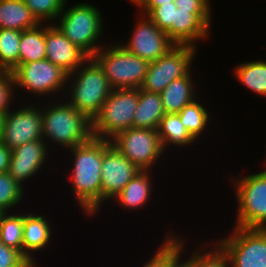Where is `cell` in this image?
<instances>
[{"instance_id": "6da1fadb", "label": "cell", "mask_w": 266, "mask_h": 267, "mask_svg": "<svg viewBox=\"0 0 266 267\" xmlns=\"http://www.w3.org/2000/svg\"><path fill=\"white\" fill-rule=\"evenodd\" d=\"M73 156L70 174L71 188L83 214L97 215L101 208V167L103 139L92 137L89 141L67 149Z\"/></svg>"}, {"instance_id": "7a4b0ae2", "label": "cell", "mask_w": 266, "mask_h": 267, "mask_svg": "<svg viewBox=\"0 0 266 267\" xmlns=\"http://www.w3.org/2000/svg\"><path fill=\"white\" fill-rule=\"evenodd\" d=\"M63 99H52L41 108L42 137L47 144L50 140L67 150L89 141L93 134L92 122Z\"/></svg>"}, {"instance_id": "3957f363", "label": "cell", "mask_w": 266, "mask_h": 267, "mask_svg": "<svg viewBox=\"0 0 266 267\" xmlns=\"http://www.w3.org/2000/svg\"><path fill=\"white\" fill-rule=\"evenodd\" d=\"M66 88H69L66 101L91 122L99 115L112 90L102 68L92 57L68 74Z\"/></svg>"}, {"instance_id": "277c9868", "label": "cell", "mask_w": 266, "mask_h": 267, "mask_svg": "<svg viewBox=\"0 0 266 267\" xmlns=\"http://www.w3.org/2000/svg\"><path fill=\"white\" fill-rule=\"evenodd\" d=\"M59 15L56 25L61 32L89 57H93L104 44L99 45L104 32L103 16L97 6L90 3H76L66 8Z\"/></svg>"}, {"instance_id": "5b68a950", "label": "cell", "mask_w": 266, "mask_h": 267, "mask_svg": "<svg viewBox=\"0 0 266 267\" xmlns=\"http://www.w3.org/2000/svg\"><path fill=\"white\" fill-rule=\"evenodd\" d=\"M105 46L92 58L102 68L110 87L112 89H140L149 62L129 52L120 42Z\"/></svg>"}, {"instance_id": "8992f818", "label": "cell", "mask_w": 266, "mask_h": 267, "mask_svg": "<svg viewBox=\"0 0 266 267\" xmlns=\"http://www.w3.org/2000/svg\"><path fill=\"white\" fill-rule=\"evenodd\" d=\"M240 176L232 179L238 202L234 225L245 229H266V169Z\"/></svg>"}, {"instance_id": "52a82bcc", "label": "cell", "mask_w": 266, "mask_h": 267, "mask_svg": "<svg viewBox=\"0 0 266 267\" xmlns=\"http://www.w3.org/2000/svg\"><path fill=\"white\" fill-rule=\"evenodd\" d=\"M138 102L139 89H112L92 122L93 137L111 140L119 132L133 127Z\"/></svg>"}, {"instance_id": "ba28073f", "label": "cell", "mask_w": 266, "mask_h": 267, "mask_svg": "<svg viewBox=\"0 0 266 267\" xmlns=\"http://www.w3.org/2000/svg\"><path fill=\"white\" fill-rule=\"evenodd\" d=\"M230 267H266V229L234 227L231 235L215 240Z\"/></svg>"}, {"instance_id": "9c48e42d", "label": "cell", "mask_w": 266, "mask_h": 267, "mask_svg": "<svg viewBox=\"0 0 266 267\" xmlns=\"http://www.w3.org/2000/svg\"><path fill=\"white\" fill-rule=\"evenodd\" d=\"M110 141L141 171L153 170L152 166L156 165L157 160L164 156V149L157 130L131 127L119 132Z\"/></svg>"}, {"instance_id": "30bf717a", "label": "cell", "mask_w": 266, "mask_h": 267, "mask_svg": "<svg viewBox=\"0 0 266 267\" xmlns=\"http://www.w3.org/2000/svg\"><path fill=\"white\" fill-rule=\"evenodd\" d=\"M15 87L27 89L34 95L54 96L65 92L68 73L47 59L19 65L13 72ZM63 89V90H62Z\"/></svg>"}, {"instance_id": "8fae6325", "label": "cell", "mask_w": 266, "mask_h": 267, "mask_svg": "<svg viewBox=\"0 0 266 267\" xmlns=\"http://www.w3.org/2000/svg\"><path fill=\"white\" fill-rule=\"evenodd\" d=\"M197 47L176 45L166 55L149 62L141 89L161 93L173 80L186 76L191 70Z\"/></svg>"}, {"instance_id": "7c38bea8", "label": "cell", "mask_w": 266, "mask_h": 267, "mask_svg": "<svg viewBox=\"0 0 266 267\" xmlns=\"http://www.w3.org/2000/svg\"><path fill=\"white\" fill-rule=\"evenodd\" d=\"M13 111V112H12ZM43 139L41 108L36 104L10 109L4 118L0 141L10 150L30 141Z\"/></svg>"}, {"instance_id": "4fadbf2b", "label": "cell", "mask_w": 266, "mask_h": 267, "mask_svg": "<svg viewBox=\"0 0 266 267\" xmlns=\"http://www.w3.org/2000/svg\"><path fill=\"white\" fill-rule=\"evenodd\" d=\"M141 170L122 155L110 140L103 139L101 206L113 200Z\"/></svg>"}, {"instance_id": "5bb4252c", "label": "cell", "mask_w": 266, "mask_h": 267, "mask_svg": "<svg viewBox=\"0 0 266 267\" xmlns=\"http://www.w3.org/2000/svg\"><path fill=\"white\" fill-rule=\"evenodd\" d=\"M140 16L129 41L121 42V45L141 59L153 62L160 56L166 55L176 44L146 15L140 14Z\"/></svg>"}, {"instance_id": "9a60e30c", "label": "cell", "mask_w": 266, "mask_h": 267, "mask_svg": "<svg viewBox=\"0 0 266 267\" xmlns=\"http://www.w3.org/2000/svg\"><path fill=\"white\" fill-rule=\"evenodd\" d=\"M211 10H184L174 8V22L166 31L168 37L176 45L196 46L200 40H206L210 35Z\"/></svg>"}, {"instance_id": "2e32d148", "label": "cell", "mask_w": 266, "mask_h": 267, "mask_svg": "<svg viewBox=\"0 0 266 267\" xmlns=\"http://www.w3.org/2000/svg\"><path fill=\"white\" fill-rule=\"evenodd\" d=\"M48 145L43 140L27 142L11 150L8 173L22 188L42 169L48 158ZM25 181V183H24Z\"/></svg>"}, {"instance_id": "e0dca14e", "label": "cell", "mask_w": 266, "mask_h": 267, "mask_svg": "<svg viewBox=\"0 0 266 267\" xmlns=\"http://www.w3.org/2000/svg\"><path fill=\"white\" fill-rule=\"evenodd\" d=\"M45 26L46 59L68 74L79 68L89 56L74 45L56 26Z\"/></svg>"}, {"instance_id": "ac0fdd59", "label": "cell", "mask_w": 266, "mask_h": 267, "mask_svg": "<svg viewBox=\"0 0 266 267\" xmlns=\"http://www.w3.org/2000/svg\"><path fill=\"white\" fill-rule=\"evenodd\" d=\"M50 225V226H49ZM52 228L42 214L24 213L23 254L38 267L33 254L45 249L51 242ZM33 253V254H32Z\"/></svg>"}, {"instance_id": "d6986e66", "label": "cell", "mask_w": 266, "mask_h": 267, "mask_svg": "<svg viewBox=\"0 0 266 267\" xmlns=\"http://www.w3.org/2000/svg\"><path fill=\"white\" fill-rule=\"evenodd\" d=\"M192 74L190 71L186 76L171 81L160 93L165 113L178 114L186 105L197 99Z\"/></svg>"}, {"instance_id": "ffe728a7", "label": "cell", "mask_w": 266, "mask_h": 267, "mask_svg": "<svg viewBox=\"0 0 266 267\" xmlns=\"http://www.w3.org/2000/svg\"><path fill=\"white\" fill-rule=\"evenodd\" d=\"M152 171H140L116 196L115 202L128 210H138L149 203L152 195ZM151 175V176H150ZM137 208V209H136Z\"/></svg>"}, {"instance_id": "44dd1931", "label": "cell", "mask_w": 266, "mask_h": 267, "mask_svg": "<svg viewBox=\"0 0 266 267\" xmlns=\"http://www.w3.org/2000/svg\"><path fill=\"white\" fill-rule=\"evenodd\" d=\"M39 24L23 0H0V29L24 31Z\"/></svg>"}, {"instance_id": "7402d4cb", "label": "cell", "mask_w": 266, "mask_h": 267, "mask_svg": "<svg viewBox=\"0 0 266 267\" xmlns=\"http://www.w3.org/2000/svg\"><path fill=\"white\" fill-rule=\"evenodd\" d=\"M160 93L139 89V102L134 114L133 128L157 130L165 115Z\"/></svg>"}, {"instance_id": "603a6c76", "label": "cell", "mask_w": 266, "mask_h": 267, "mask_svg": "<svg viewBox=\"0 0 266 267\" xmlns=\"http://www.w3.org/2000/svg\"><path fill=\"white\" fill-rule=\"evenodd\" d=\"M157 132L164 152L171 148L168 147L171 145L178 146V148L181 146L188 147V145H193L196 142L181 123L179 115L175 113H166L162 117Z\"/></svg>"}, {"instance_id": "cb8c5ba5", "label": "cell", "mask_w": 266, "mask_h": 267, "mask_svg": "<svg viewBox=\"0 0 266 267\" xmlns=\"http://www.w3.org/2000/svg\"><path fill=\"white\" fill-rule=\"evenodd\" d=\"M45 25L40 23L21 32L19 65L46 59Z\"/></svg>"}, {"instance_id": "d4e9b609", "label": "cell", "mask_w": 266, "mask_h": 267, "mask_svg": "<svg viewBox=\"0 0 266 267\" xmlns=\"http://www.w3.org/2000/svg\"><path fill=\"white\" fill-rule=\"evenodd\" d=\"M235 78L247 89L266 97V61L255 60L238 64L234 71Z\"/></svg>"}, {"instance_id": "484cf974", "label": "cell", "mask_w": 266, "mask_h": 267, "mask_svg": "<svg viewBox=\"0 0 266 267\" xmlns=\"http://www.w3.org/2000/svg\"><path fill=\"white\" fill-rule=\"evenodd\" d=\"M167 234L163 243L158 246L154 255L151 256L150 261L145 262L142 267H176L182 258L184 251V238H180L179 235ZM179 236V237H178Z\"/></svg>"}, {"instance_id": "4316f807", "label": "cell", "mask_w": 266, "mask_h": 267, "mask_svg": "<svg viewBox=\"0 0 266 267\" xmlns=\"http://www.w3.org/2000/svg\"><path fill=\"white\" fill-rule=\"evenodd\" d=\"M203 105L199 99H195L178 113L181 123L196 141L198 137L203 136V132L208 129L206 127L211 122L210 114Z\"/></svg>"}, {"instance_id": "83f0119b", "label": "cell", "mask_w": 266, "mask_h": 267, "mask_svg": "<svg viewBox=\"0 0 266 267\" xmlns=\"http://www.w3.org/2000/svg\"><path fill=\"white\" fill-rule=\"evenodd\" d=\"M21 32L15 29H0V70L13 72L19 66Z\"/></svg>"}, {"instance_id": "f1b7e54d", "label": "cell", "mask_w": 266, "mask_h": 267, "mask_svg": "<svg viewBox=\"0 0 266 267\" xmlns=\"http://www.w3.org/2000/svg\"><path fill=\"white\" fill-rule=\"evenodd\" d=\"M17 214V215H16ZM23 228L24 213L0 215V241L5 245L15 248L23 253Z\"/></svg>"}, {"instance_id": "f546056e", "label": "cell", "mask_w": 266, "mask_h": 267, "mask_svg": "<svg viewBox=\"0 0 266 267\" xmlns=\"http://www.w3.org/2000/svg\"><path fill=\"white\" fill-rule=\"evenodd\" d=\"M24 189L8 172L0 173V212H12L13 207L19 206L24 198Z\"/></svg>"}, {"instance_id": "4dcf8cb0", "label": "cell", "mask_w": 266, "mask_h": 267, "mask_svg": "<svg viewBox=\"0 0 266 267\" xmlns=\"http://www.w3.org/2000/svg\"><path fill=\"white\" fill-rule=\"evenodd\" d=\"M199 248L196 249L197 252L192 251L193 255L190 258L184 260L189 267H230L227 255L216 243L212 250L211 247L208 251L206 248Z\"/></svg>"}, {"instance_id": "1f68e13d", "label": "cell", "mask_w": 266, "mask_h": 267, "mask_svg": "<svg viewBox=\"0 0 266 267\" xmlns=\"http://www.w3.org/2000/svg\"><path fill=\"white\" fill-rule=\"evenodd\" d=\"M40 23L56 21L67 0H23ZM49 21V22H48Z\"/></svg>"}, {"instance_id": "d6a6232c", "label": "cell", "mask_w": 266, "mask_h": 267, "mask_svg": "<svg viewBox=\"0 0 266 267\" xmlns=\"http://www.w3.org/2000/svg\"><path fill=\"white\" fill-rule=\"evenodd\" d=\"M174 2L160 5L156 8H138L141 14L146 15L159 29L167 31L174 22Z\"/></svg>"}, {"instance_id": "836d02e7", "label": "cell", "mask_w": 266, "mask_h": 267, "mask_svg": "<svg viewBox=\"0 0 266 267\" xmlns=\"http://www.w3.org/2000/svg\"><path fill=\"white\" fill-rule=\"evenodd\" d=\"M0 267H36L19 250L5 246L0 241Z\"/></svg>"}, {"instance_id": "e575fe53", "label": "cell", "mask_w": 266, "mask_h": 267, "mask_svg": "<svg viewBox=\"0 0 266 267\" xmlns=\"http://www.w3.org/2000/svg\"><path fill=\"white\" fill-rule=\"evenodd\" d=\"M14 88L16 87L12 72H2L0 74V113L6 114L11 109Z\"/></svg>"}, {"instance_id": "d590c367", "label": "cell", "mask_w": 266, "mask_h": 267, "mask_svg": "<svg viewBox=\"0 0 266 267\" xmlns=\"http://www.w3.org/2000/svg\"><path fill=\"white\" fill-rule=\"evenodd\" d=\"M175 5L184 10H211L210 0H175Z\"/></svg>"}, {"instance_id": "8d00e7d4", "label": "cell", "mask_w": 266, "mask_h": 267, "mask_svg": "<svg viewBox=\"0 0 266 267\" xmlns=\"http://www.w3.org/2000/svg\"><path fill=\"white\" fill-rule=\"evenodd\" d=\"M11 150L0 141V173L8 172Z\"/></svg>"}, {"instance_id": "74e56055", "label": "cell", "mask_w": 266, "mask_h": 267, "mask_svg": "<svg viewBox=\"0 0 266 267\" xmlns=\"http://www.w3.org/2000/svg\"><path fill=\"white\" fill-rule=\"evenodd\" d=\"M170 2H175V0H141L138 3L139 8H156L160 5H166Z\"/></svg>"}, {"instance_id": "f35d334b", "label": "cell", "mask_w": 266, "mask_h": 267, "mask_svg": "<svg viewBox=\"0 0 266 267\" xmlns=\"http://www.w3.org/2000/svg\"><path fill=\"white\" fill-rule=\"evenodd\" d=\"M4 118H5V114L4 113H0V139H1V136H2Z\"/></svg>"}, {"instance_id": "ab89813d", "label": "cell", "mask_w": 266, "mask_h": 267, "mask_svg": "<svg viewBox=\"0 0 266 267\" xmlns=\"http://www.w3.org/2000/svg\"><path fill=\"white\" fill-rule=\"evenodd\" d=\"M176 267H189L183 260Z\"/></svg>"}, {"instance_id": "60d3db41", "label": "cell", "mask_w": 266, "mask_h": 267, "mask_svg": "<svg viewBox=\"0 0 266 267\" xmlns=\"http://www.w3.org/2000/svg\"><path fill=\"white\" fill-rule=\"evenodd\" d=\"M132 4H134V5H136V7H137V5H138V3L141 1V0H129Z\"/></svg>"}]
</instances>
